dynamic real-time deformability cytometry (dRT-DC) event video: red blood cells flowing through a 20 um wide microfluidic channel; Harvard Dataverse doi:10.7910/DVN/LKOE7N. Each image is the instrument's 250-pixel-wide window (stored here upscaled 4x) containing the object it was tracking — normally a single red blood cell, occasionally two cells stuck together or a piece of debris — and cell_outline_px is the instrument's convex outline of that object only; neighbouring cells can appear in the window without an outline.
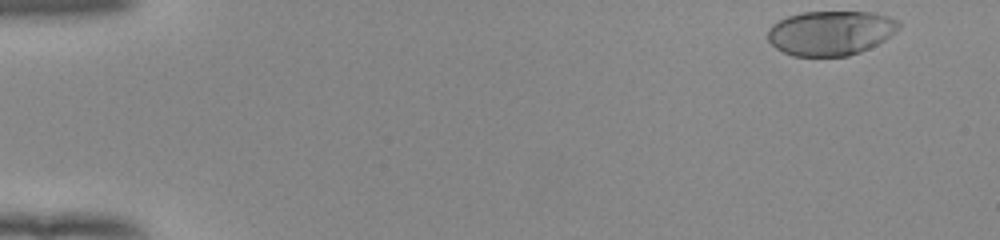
{"species": "human", "species_latin": "Homo sapiens", "temperature_condition": "room temperature", "stored_images_in_passage": 50, "camera_frame_rate_fps": 3000, "um_per_image_px": 0.085, "donor": {"sex": "female"}, "frame": {"image": 1, "passage_image": 1, "time_ms": 0.0, "image_size_px": [1000, 240], "cell_outline_px": [[900, 28], [896, 32], [884, 40], [860, 52], [848, 56], [792, 56], [776, 48], [768, 40], [768, 28], [772, 24], [788, 16], [804, 12], [872, 12], [888, 16], [900, 20]], "centroid_in_image_um": [70.62, 2.8], "position_along_channel_um": 14.4, "area_um2": 34.1}}
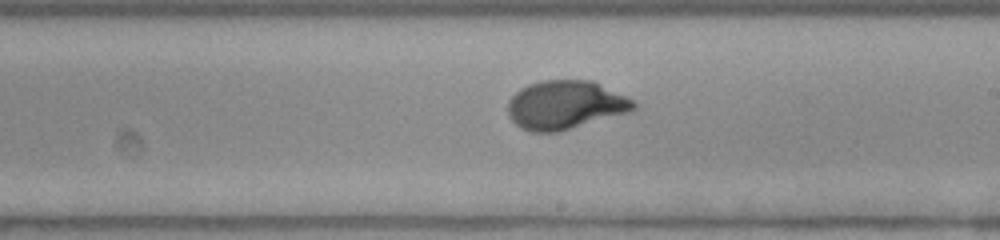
{"frame": {"image": 2, "passage_image": 29, "time_ms": 9.333, "image_size_px": [1000, 240], "cell_outline_px": [[640, 104], [636, 108], [628, 112], [560, 132], [532, 132], [520, 128], [512, 120], [508, 112], [508, 100], [520, 88], [528, 84], [544, 80], [592, 80]], "centroid_in_image_um": [48.03, 8.93], "position_along_channel_um": 241.0, "area_um2": 35.6}}
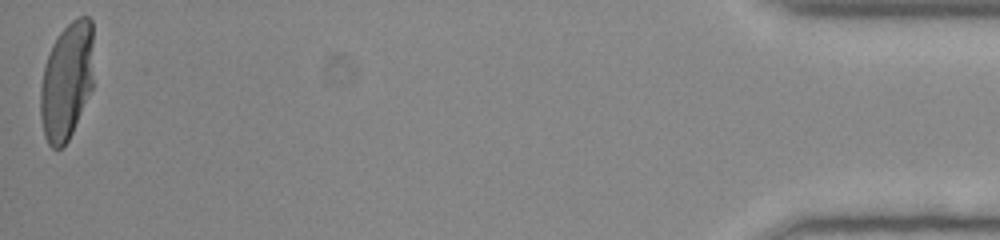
{"frame": {"image": 3, "passage_image": 50, "time_ms": 16.333, "image_size_px": [1000, 240], "cell_outline_px": [[92, 88], [72, 132], [68, 140], [60, 148], [52, 148], [48, 144], [44, 136], [40, 116], [40, 88], [44, 68], [52, 44], [60, 32], [72, 20], [80, 16], [88, 16], [92, 20]], "centroid_in_image_um": [5.65, 6.89], "position_along_channel_um": 429.5, "area_um2": 36.18}, "authors_computed_cell_mechanics": {"area_um2": 35.3158, "velocity_mm_per_s": 3.93, "shape_relaxation_time_tau1_ms": 2.9105, "shape_relaxation_time_tau2_ms": null, "deformation_change_tau1": 0.1831, "deformation_change_tau2": null}}